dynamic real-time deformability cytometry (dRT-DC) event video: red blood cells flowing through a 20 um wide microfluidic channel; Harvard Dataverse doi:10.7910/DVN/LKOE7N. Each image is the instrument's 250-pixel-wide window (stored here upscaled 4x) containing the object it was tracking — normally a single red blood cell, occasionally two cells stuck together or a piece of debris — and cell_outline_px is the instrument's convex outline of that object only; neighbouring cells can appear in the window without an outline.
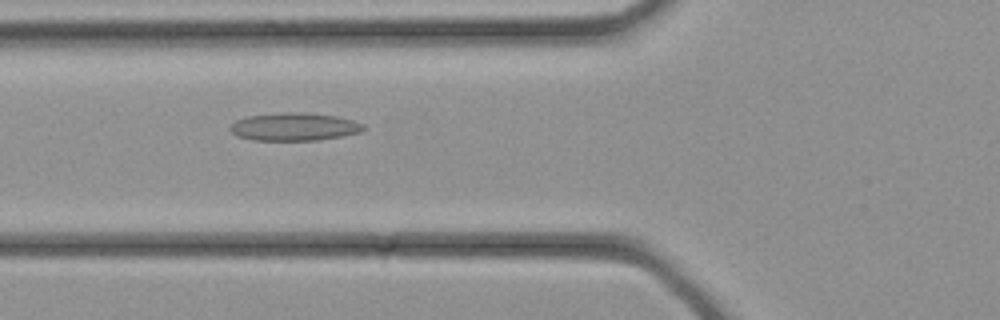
{"species": "common noctule bat (a hibernating species)", "species_latin": "Nyctalus noctula", "temperature_condition": "cold", "stored_images_in_passage": 25, "camera_frame_rate_fps": 3000, "um_per_image_px": 0.085, "animal": {"sex": "female", "body_mass_g": 21.9}, "frame": {"image": 1, "passage_image": 4, "time_ms": 1.0, "image_size_px": [1000, 320], "cell_outline_px": [[368, 128], [364, 132], [344, 136], [320, 140], [252, 140], [236, 136], [228, 128], [236, 120], [248, 116], [300, 112], [304, 112], [336, 116], [352, 120], [364, 124]], "centroid_in_image_um": [25.08, 10.79], "position_along_channel_um": 100.7, "area_um2": 21.73}}
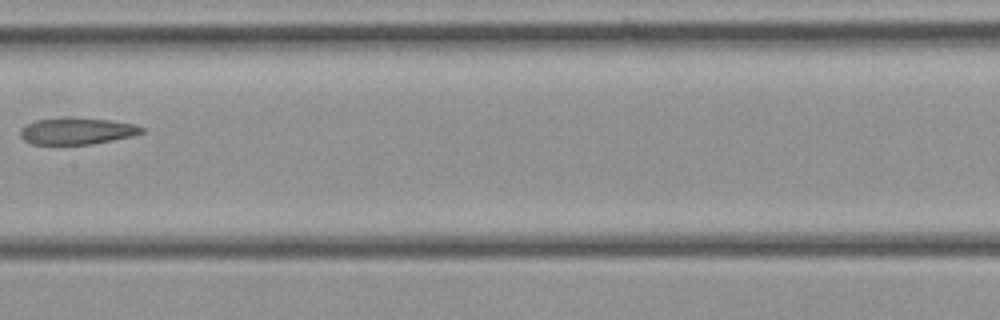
{"frame": {"image": 2, "passage_image": 9, "time_ms": 2.667, "image_size_px": [1000, 320], "cell_outline_px": [[144, 132], [132, 136], [92, 144], [32, 144], [24, 140], [20, 136], [20, 128], [36, 120], [68, 116], [112, 120], [136, 124], [144, 128]], "centroid_in_image_um": [6.55, 11.12], "position_along_channel_um": 200.9, "area_um2": 19.13}}
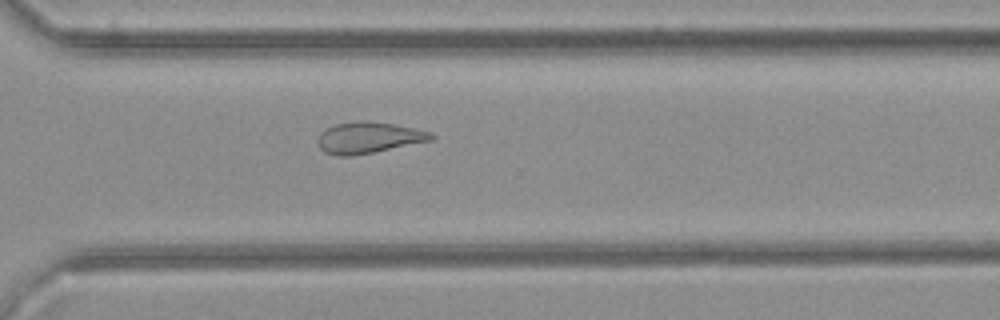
{"frame": {"image": 3, "passage_image": 16, "time_ms": 5.0, "image_size_px": [1000, 320], "cell_outline_px": [[436, 136], [432, 140], [352, 156], [336, 156], [324, 152], [320, 148], [316, 140], [320, 132], [324, 128], [336, 124], [396, 124], [416, 128], [432, 132]], "centroid_in_image_um": [31.32, 11.74], "position_along_channel_um": 339.3, "area_um2": 19.94}}